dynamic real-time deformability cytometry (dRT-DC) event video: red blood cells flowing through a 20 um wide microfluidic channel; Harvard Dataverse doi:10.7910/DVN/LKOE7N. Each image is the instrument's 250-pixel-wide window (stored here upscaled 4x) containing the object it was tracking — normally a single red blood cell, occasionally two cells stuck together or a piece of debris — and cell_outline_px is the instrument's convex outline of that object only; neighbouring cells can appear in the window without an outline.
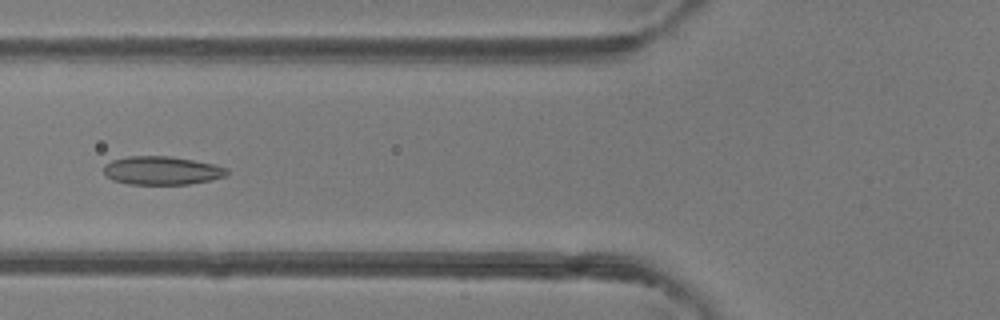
{"species": "common noctule bat (a hibernating species)", "species_latin": "Nyctalus noctula", "temperature_condition": "room temperature", "stored_images_in_passage": 48, "camera_frame_rate_fps": 3000, "um_per_image_px": 0.085, "animal": {"sex": "female"}, "frame": {"image": 1, "passage_image": 18, "time_ms": 5.667, "image_size_px": [1000, 320], "cell_outline_px": [[228, 172], [224, 176], [212, 180], [188, 184], [128, 184], [112, 180], [104, 172], [104, 164], [112, 160], [128, 156], [172, 156], [212, 164], [228, 168]], "centroid_in_image_um": [13.74, 14.49], "position_along_channel_um": 112.1, "area_um2": 20.35}}
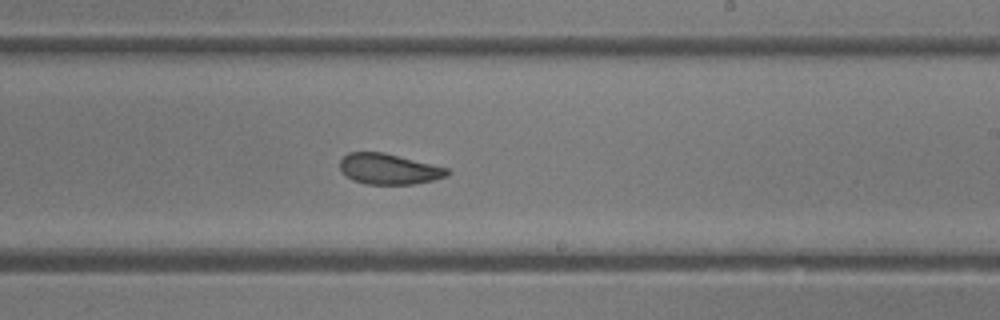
{"frame": {"image": 2, "passage_image": 28, "time_ms": 9.0, "image_size_px": [1000, 320], "cell_outline_px": [[452, 172], [448, 176], [432, 180], [412, 184], [368, 184], [352, 180], [340, 168], [340, 160], [348, 152], [384, 152], [448, 168]], "centroid_in_image_um": [33.08, 14.36], "position_along_channel_um": 255.9, "area_um2": 19.07}}
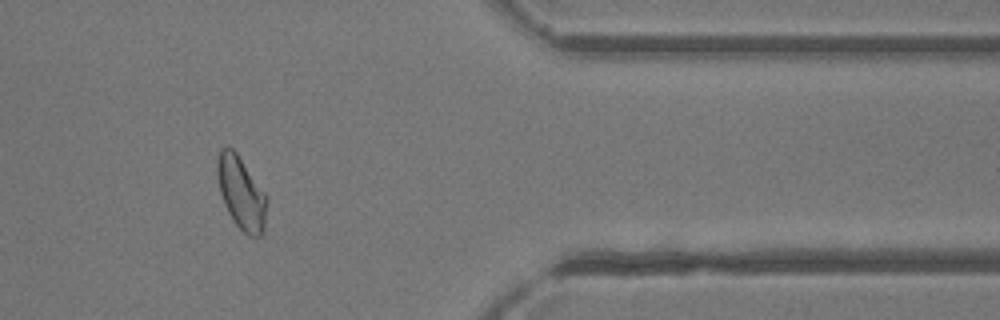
{"frame": {"image": 3, "passage_image": 39, "time_ms": 12.667, "image_size_px": [1000, 320], "cell_outline_px": [[268, 200], [264, 232], [260, 236], [248, 236], [232, 220], [224, 204], [220, 192], [216, 172], [216, 164], [220, 148], [232, 148], [236, 152], [268, 196]], "centroid_in_image_um": [20.52, 16.42], "position_along_channel_um": 390.9, "area_um2": 21.15}, "authors_computed_cell_mechanics": {"area_um2": 21.097, "velocity_mm_per_s": 4.3221, "shape_relaxation_time_tau1_ms": 3.7755, "shape_relaxation_time_tau2_ms": 1.5631, "deformation_change_tau1": 0.1202, "deformation_change_tau2": 0.0673}}